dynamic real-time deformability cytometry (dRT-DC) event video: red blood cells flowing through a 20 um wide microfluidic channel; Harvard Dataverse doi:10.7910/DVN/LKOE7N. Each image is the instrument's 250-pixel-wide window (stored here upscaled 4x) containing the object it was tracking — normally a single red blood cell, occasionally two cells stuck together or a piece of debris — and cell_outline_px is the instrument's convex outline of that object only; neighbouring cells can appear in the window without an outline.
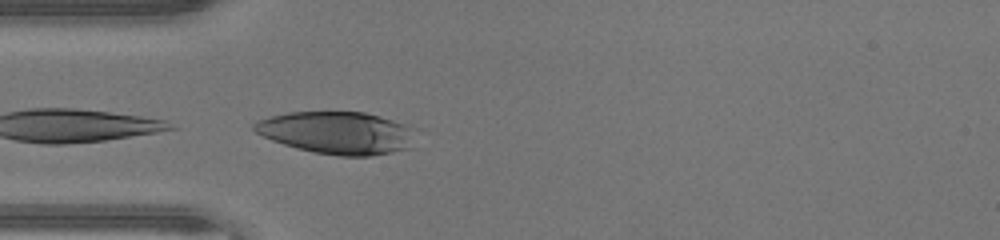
{"species": "human", "species_latin": "Homo sapiens", "temperature_condition": "warm", "stored_images_in_passage": 4, "camera_frame_rate_fps": 3000, "um_per_image_px": 0.085, "donor": {"sex": "male"}, "frame": {"image": 1, "passage_image": 4, "time_ms": 1.0, "image_size_px": [1000, 240], "cell_outline_px": [[408, 148], [392, 152], [368, 156], [340, 156], [316, 152], [284, 144], [272, 140], [256, 132], [252, 128], [252, 124], [256, 120], [288, 112], [364, 112], [380, 116], [404, 124], [408, 128]], "centroid_in_image_um": [28.53, 11.27], "position_along_channel_um": 56.5, "area_um2": 38.84}}